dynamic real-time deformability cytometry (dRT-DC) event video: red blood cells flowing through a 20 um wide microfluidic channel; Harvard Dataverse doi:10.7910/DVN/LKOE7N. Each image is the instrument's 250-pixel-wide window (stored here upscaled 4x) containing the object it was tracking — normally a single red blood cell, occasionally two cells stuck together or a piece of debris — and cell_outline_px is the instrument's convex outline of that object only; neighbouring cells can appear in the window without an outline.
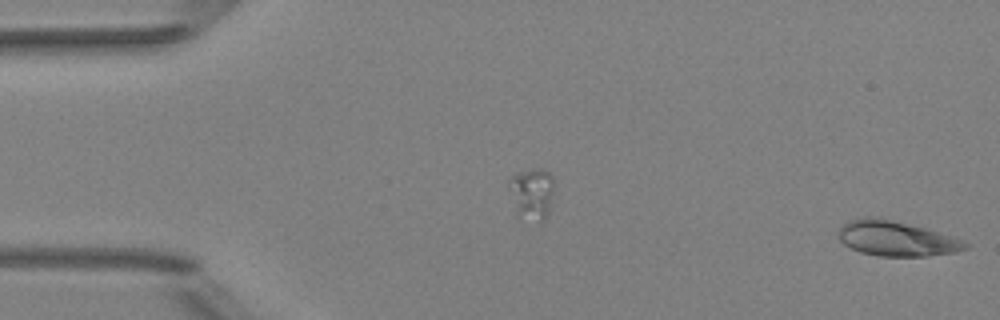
{"species": "Egyptian fruit bat (a non-hibernating species)", "species_latin": "Rousettus aegyptiacus", "temperature_condition": "room temperature", "stored_images_in_passage": 15, "segment_of_instrument_passage": [2, 2], "camera_frame_rate_fps": 3000, "um_per_image_px": 0.085, "animal": {"sex": "female"}, "frame": {"image": 1, "passage_image": 15, "time_ms": 4.667, "image_size_px": [1000, 320], "cell_outline_px": [[968, 248], [956, 252], [924, 256], [880, 256], [860, 252], [844, 244], [836, 236], [840, 228], [848, 220], [864, 216], [880, 216], [924, 228], [952, 236], [968, 244]], "centroid_in_image_um": [76.13, 20.25], "position_along_channel_um": 8.9, "area_um2": 25.95}}